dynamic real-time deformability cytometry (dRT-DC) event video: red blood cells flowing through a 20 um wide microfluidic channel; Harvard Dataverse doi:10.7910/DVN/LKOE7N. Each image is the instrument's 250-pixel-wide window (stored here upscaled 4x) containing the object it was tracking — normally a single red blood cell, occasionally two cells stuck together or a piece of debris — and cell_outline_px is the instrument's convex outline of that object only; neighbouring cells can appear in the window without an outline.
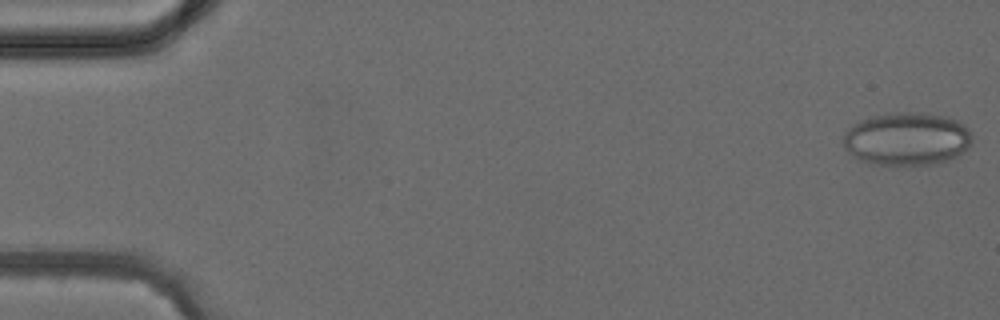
{"species": "common noctule bat (a hibernating species)", "species_latin": "Nyctalus noctula", "temperature_condition": "cold", "stored_images_in_passage": 4, "camera_frame_rate_fps": 3000, "um_per_image_px": 0.085, "animal": {"sex": "female", "body_mass_g": 24.6, "forearm_length_mm": 56.2}, "frame": {"image": 1, "passage_image": 1, "time_ms": 0.0, "image_size_px": [1000, 320], "cell_outline_px": [[972, 140], [956, 156], [948, 160], [936, 164], [868, 164], [856, 160], [844, 148], [844, 132], [852, 124], [868, 116], [896, 112], [912, 112], [948, 116], [964, 124], [968, 128], [972, 136]], "centroid_in_image_um": [77.02, 11.79], "position_along_channel_um": 8.0, "area_um2": 40.0}}